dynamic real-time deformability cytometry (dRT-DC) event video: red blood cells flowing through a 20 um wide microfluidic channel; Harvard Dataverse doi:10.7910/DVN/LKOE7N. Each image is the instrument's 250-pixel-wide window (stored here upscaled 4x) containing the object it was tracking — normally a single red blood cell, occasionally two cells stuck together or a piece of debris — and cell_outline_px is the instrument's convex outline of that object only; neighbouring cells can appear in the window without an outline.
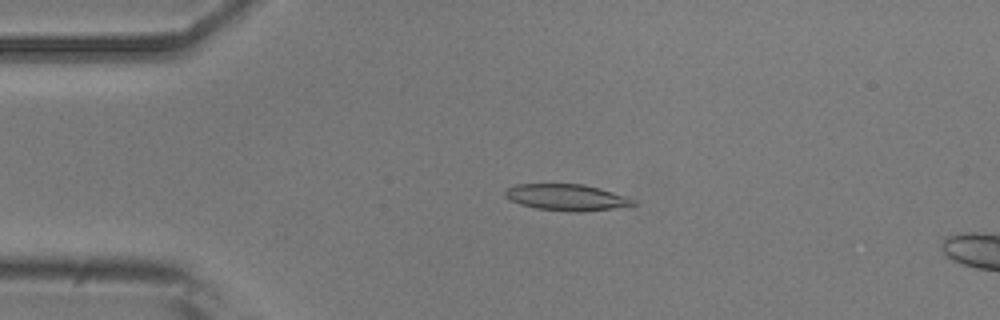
{"species": "common noctule bat (a hibernating species)", "species_latin": "Nyctalus noctula", "temperature_condition": "room temperature", "stored_images_in_passage": 54, "camera_frame_rate_fps": 3000, "um_per_image_px": 0.085, "animal": {"sex": "male", "body_mass_g": 20.5, "forearm_length_mm": 52.5}, "frame": {"image": 1, "passage_image": 12, "time_ms": 3.667, "image_size_px": [1000, 320], "cell_outline_px": [[636, 204], [612, 208], [584, 212], [564, 212], [536, 208], [520, 204], [504, 196], [504, 192], [508, 188], [516, 184], [584, 184], [600, 188], [636, 200]], "centroid_in_image_um": [48.14, 16.78], "position_along_channel_um": 36.9, "area_um2": 19.65}}
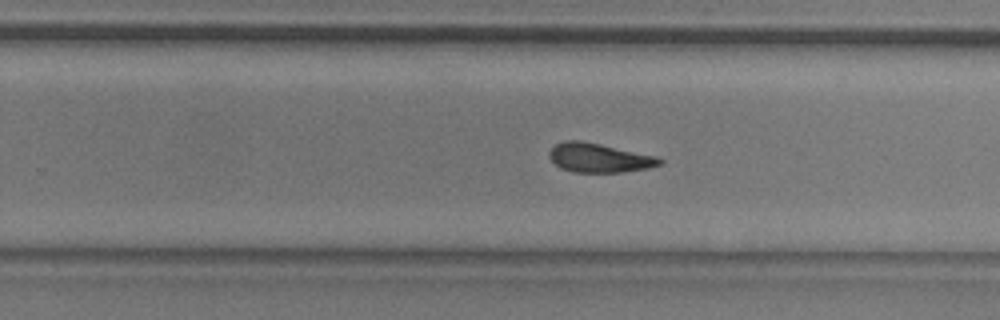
{"frame": {"image": 2, "passage_image": 34, "time_ms": 11.0, "image_size_px": [1000, 320], "cell_outline_px": [[664, 164], [648, 168], [620, 172], [572, 172], [560, 168], [548, 156], [548, 152], [556, 144], [564, 140], [580, 140], [600, 144], [656, 156], [664, 160]], "centroid_in_image_um": [50.93, 13.42], "position_along_channel_um": 278.9, "area_um2": 18.73}}
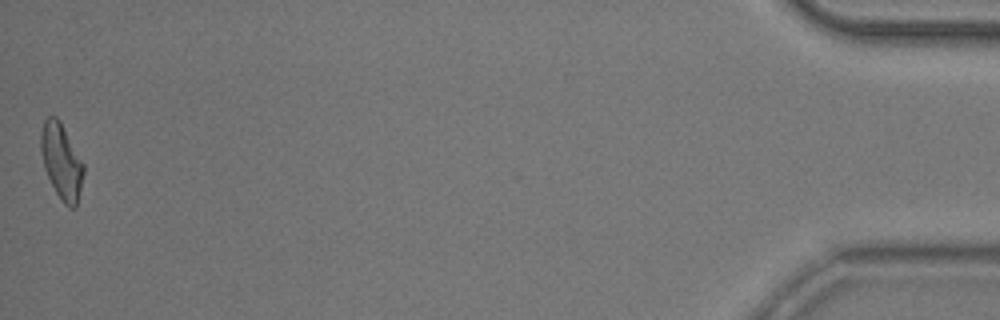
{"frame": {"image": 3, "passage_image": 54, "time_ms": 17.667, "image_size_px": [1000, 320], "cell_outline_px": [[84, 172], [80, 192], [76, 208], [68, 208], [64, 204], [56, 192], [44, 168], [40, 148], [40, 132], [44, 120], [48, 116], [56, 116], [60, 120], [84, 164]], "centroid_in_image_um": [5.22, 13.71], "position_along_channel_um": 430.0, "area_um2": 18.84}, "authors_computed_cell_mechanics": {"area_um2": 19.1029, "velocity_mm_per_s": 3.7301, "shape_relaxation_time_tau1_ms": null, "shape_relaxation_time_tau2_ms": 4.3479, "deformation_change_tau1": null, "deformation_change_tau2": 0.1354}}